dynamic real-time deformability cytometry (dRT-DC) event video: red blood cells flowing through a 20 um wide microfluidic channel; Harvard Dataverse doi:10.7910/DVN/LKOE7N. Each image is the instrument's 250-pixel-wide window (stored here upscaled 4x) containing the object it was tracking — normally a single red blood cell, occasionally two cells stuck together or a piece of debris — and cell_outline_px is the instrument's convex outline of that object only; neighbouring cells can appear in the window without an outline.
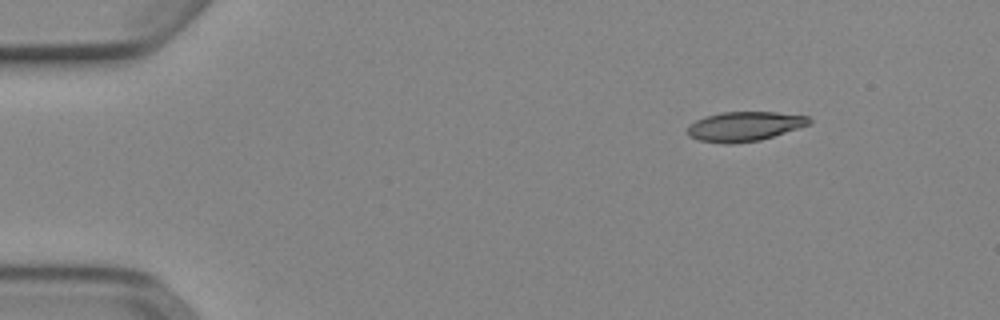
{"species": "Egyptian fruit bat (a non-hibernating species)", "species_latin": "Rousettus aegyptiacus", "temperature_condition": "cold", "stored_images_in_passage": 46, "camera_frame_rate_fps": 3000, "um_per_image_px": 0.085, "animal": {"sex": "female"}, "frame": {"image": 1, "passage_image": 1, "time_ms": 0.0, "image_size_px": [1000, 320], "cell_outline_px": [[812, 120], [808, 124], [760, 140], [732, 144], [724, 144], [700, 140], [688, 136], [688, 128], [696, 120], [704, 116], [720, 112], [776, 112], [808, 116]], "centroid_in_image_um": [63.24, 10.74], "position_along_channel_um": 21.8, "area_um2": 20.69}}
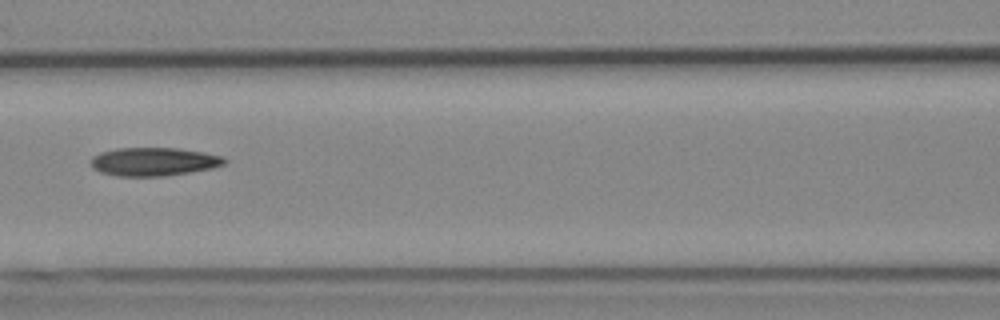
{"frame": {"image": 2, "passage_image": 18, "time_ms": 5.667, "image_size_px": [1000, 320], "cell_outline_px": [[228, 160], [224, 164], [212, 168], [164, 176], [116, 176], [100, 172], [92, 168], [92, 156], [100, 152], [116, 148], [176, 148], [204, 152], [224, 156]], "centroid_in_image_um": [13.07, 13.73], "position_along_channel_um": 153.5, "area_um2": 22.14}}
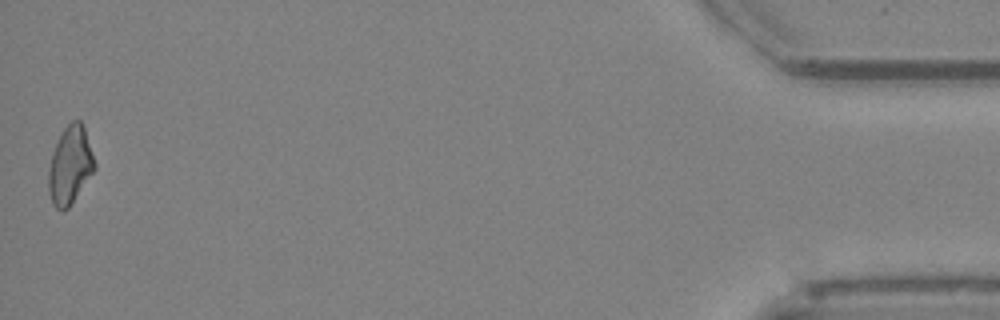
{"frame": {"image": 3, "passage_image": 46, "time_ms": 15.0, "image_size_px": [1000, 320], "cell_outline_px": [[96, 168], [68, 208], [64, 212], [56, 208], [52, 204], [48, 192], [48, 172], [52, 152], [64, 128], [72, 120], [80, 120], [84, 128], [96, 164]], "centroid_in_image_um": [5.94, 14.08], "position_along_channel_um": 429.3, "area_um2": 20.75}}